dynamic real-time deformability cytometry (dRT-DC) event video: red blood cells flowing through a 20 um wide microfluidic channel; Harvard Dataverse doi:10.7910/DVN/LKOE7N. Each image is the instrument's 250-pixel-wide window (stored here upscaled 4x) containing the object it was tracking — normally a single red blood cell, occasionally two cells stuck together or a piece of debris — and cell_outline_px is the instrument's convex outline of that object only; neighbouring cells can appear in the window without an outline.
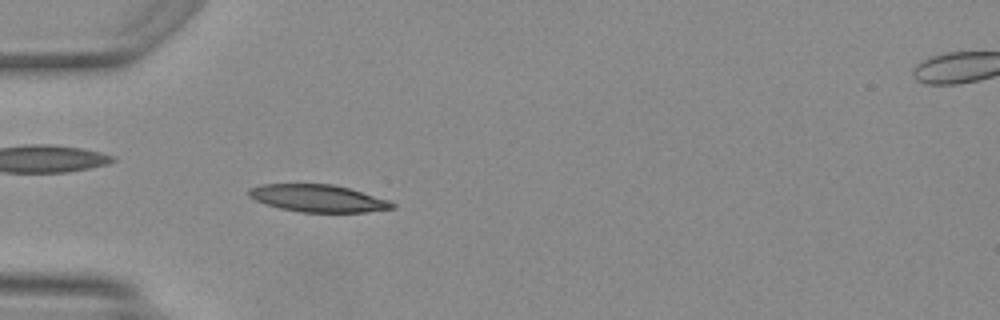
{"species": "Egyptian fruit bat (a non-hibernating species)", "species_latin": "Rousettus aegyptiacus", "temperature_condition": "warm", "stored_images_in_passage": 16, "camera_frame_rate_fps": 3000, "um_per_image_px": 0.085, "animal": {"sex": "female"}, "frame": {"image": 1, "passage_image": 13, "time_ms": 4.0, "image_size_px": [1000, 320], "cell_outline_px": [[396, 208], [364, 212], [300, 212], [280, 208], [264, 204], [248, 196], [248, 188], [260, 184], [332, 184], [348, 188], [388, 200], [396, 204]], "centroid_in_image_um": [26.99, 16.86], "position_along_channel_um": 58.0, "area_um2": 22.77}}